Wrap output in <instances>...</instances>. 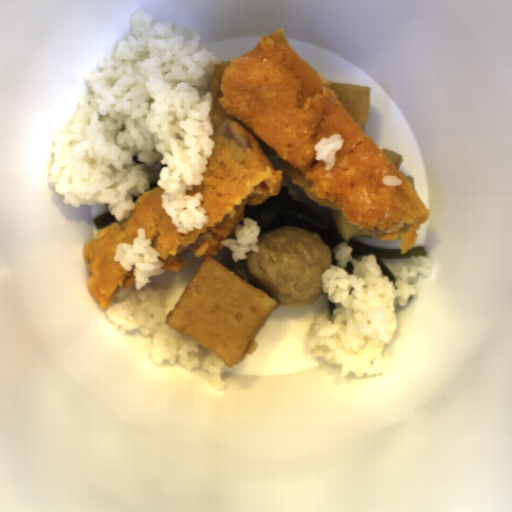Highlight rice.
<instances>
[{"mask_svg":"<svg viewBox=\"0 0 512 512\" xmlns=\"http://www.w3.org/2000/svg\"><path fill=\"white\" fill-rule=\"evenodd\" d=\"M344 143V139L338 133L330 137H321L314 145V159L324 161L325 170H332L337 160L336 152L343 147Z\"/></svg>","mask_w":512,"mask_h":512,"instance_id":"rice-5","label":"rice"},{"mask_svg":"<svg viewBox=\"0 0 512 512\" xmlns=\"http://www.w3.org/2000/svg\"><path fill=\"white\" fill-rule=\"evenodd\" d=\"M136 232L133 244L120 242L112 258L124 271L131 272L134 266V288L118 290L114 296L117 302L108 306L106 317L123 334L138 330L142 335H152L147 357L156 367H163L165 361L173 365L178 358L189 372L200 368L209 371L214 388L222 391L227 385L221 377L225 362L213 350L205 354L193 337L166 325L167 291L147 285L151 277L163 274L164 262L158 259L161 254L151 246L152 240L146 238L145 228Z\"/></svg>","mask_w":512,"mask_h":512,"instance_id":"rice-3","label":"rice"},{"mask_svg":"<svg viewBox=\"0 0 512 512\" xmlns=\"http://www.w3.org/2000/svg\"><path fill=\"white\" fill-rule=\"evenodd\" d=\"M383 184L387 187L400 186L404 180L399 179L396 175L389 174L382 176Z\"/></svg>","mask_w":512,"mask_h":512,"instance_id":"rice-6","label":"rice"},{"mask_svg":"<svg viewBox=\"0 0 512 512\" xmlns=\"http://www.w3.org/2000/svg\"><path fill=\"white\" fill-rule=\"evenodd\" d=\"M130 27L85 77L83 98L51 139L48 183L71 207L107 205L117 222L157 183L178 233L202 229L203 194L187 191L204 180L216 146L206 73L222 56L199 47L194 27L155 23L144 9Z\"/></svg>","mask_w":512,"mask_h":512,"instance_id":"rice-1","label":"rice"},{"mask_svg":"<svg viewBox=\"0 0 512 512\" xmlns=\"http://www.w3.org/2000/svg\"><path fill=\"white\" fill-rule=\"evenodd\" d=\"M260 230L261 227L256 220L243 217V224L238 223L234 227L233 234L236 239L227 238L221 240L220 244L231 250L233 262L247 260L249 251L257 253L261 250L257 244Z\"/></svg>","mask_w":512,"mask_h":512,"instance_id":"rice-4","label":"rice"},{"mask_svg":"<svg viewBox=\"0 0 512 512\" xmlns=\"http://www.w3.org/2000/svg\"><path fill=\"white\" fill-rule=\"evenodd\" d=\"M332 251L338 264L325 268L321 286L336 307L331 320L324 313L316 317L309 334L311 350L325 365L340 366L341 377L349 372L359 378L376 373L388 377L395 361L383 353L398 326L395 299L399 306L408 305L410 296L417 294L409 278L430 277L433 261L424 255H410L407 262L385 260L394 284L382 275L375 254L357 261L347 241Z\"/></svg>","mask_w":512,"mask_h":512,"instance_id":"rice-2","label":"rice"}]
</instances>
